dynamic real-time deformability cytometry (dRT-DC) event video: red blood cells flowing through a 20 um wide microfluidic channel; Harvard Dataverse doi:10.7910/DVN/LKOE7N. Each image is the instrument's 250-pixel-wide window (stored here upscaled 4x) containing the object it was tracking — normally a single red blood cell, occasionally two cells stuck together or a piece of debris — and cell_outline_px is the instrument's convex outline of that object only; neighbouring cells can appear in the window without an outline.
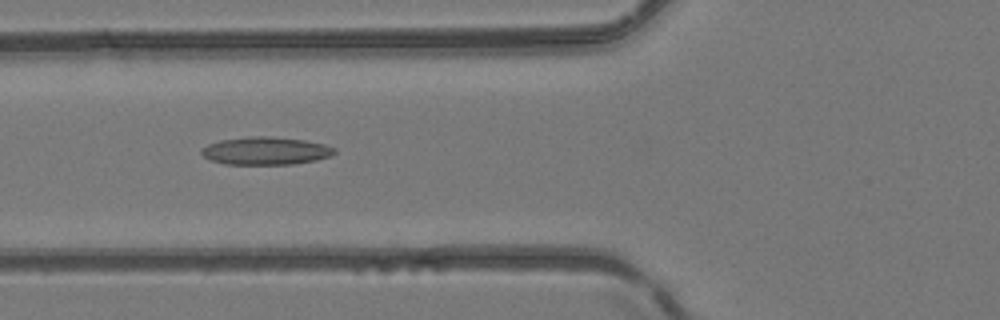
{"species": "common noctule bat (a hibernating species)", "species_latin": "Nyctalus noctula", "temperature_condition": "room temperature", "stored_images_in_passage": 6, "camera_frame_rate_fps": 3000, "um_per_image_px": 0.085, "animal": {"sex": "female", "body_mass_g": 24.6, "forearm_length_mm": 56.2}, "frame": {"image": 1, "passage_image": 6, "time_ms": 5.667, "image_size_px": [1000, 320], "cell_outline_px": [[336, 152], [332, 156], [316, 160], [292, 164], [224, 164], [212, 160], [204, 156], [200, 152], [208, 144], [220, 140], [248, 136], [268, 136], [304, 140], [324, 144], [336, 148]], "centroid_in_image_um": [22.61, 12.82], "position_along_channel_um": 103.2, "area_um2": 21.5}}